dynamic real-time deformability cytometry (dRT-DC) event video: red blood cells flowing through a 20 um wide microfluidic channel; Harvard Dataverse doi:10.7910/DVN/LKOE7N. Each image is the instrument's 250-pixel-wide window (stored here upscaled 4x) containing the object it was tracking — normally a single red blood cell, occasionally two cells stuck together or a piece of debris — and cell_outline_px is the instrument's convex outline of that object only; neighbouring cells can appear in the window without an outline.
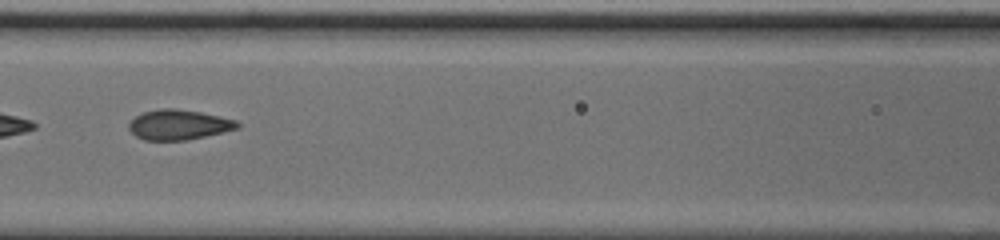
{"species": "common noctule bat (a hibernating species)", "species_latin": "Nyctalus noctula", "temperature_condition": "cold", "stored_images_in_passage": 11, "camera_frame_rate_fps": 3000, "um_per_image_px": 0.085, "animal": {"sex": "male", "body_mass_g": 20.0, "forearm_length_mm": 53.3}, "frame": {"image": 1, "passage_image": 7, "time_ms": 2.0, "image_size_px": [1000, 240], "cell_outline_px": [[240, 128], [224, 132], [188, 140], [144, 140], [136, 136], [128, 128], [128, 124], [136, 116], [144, 112], [160, 108], [176, 108], [200, 112], [220, 116], [236, 120], [240, 124]], "centroid_in_image_um": [15.21, 10.6], "position_along_channel_um": 151.4, "area_um2": 19.07}}